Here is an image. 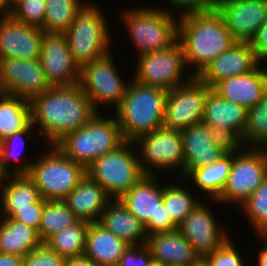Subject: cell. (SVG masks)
I'll return each mask as SVG.
<instances>
[{
    "label": "cell",
    "instance_id": "cell-16",
    "mask_svg": "<svg viewBox=\"0 0 267 266\" xmlns=\"http://www.w3.org/2000/svg\"><path fill=\"white\" fill-rule=\"evenodd\" d=\"M39 60L51 86L79 83L80 67L73 60L64 33H44Z\"/></svg>",
    "mask_w": 267,
    "mask_h": 266
},
{
    "label": "cell",
    "instance_id": "cell-51",
    "mask_svg": "<svg viewBox=\"0 0 267 266\" xmlns=\"http://www.w3.org/2000/svg\"><path fill=\"white\" fill-rule=\"evenodd\" d=\"M12 9L8 4V0H0V17L11 16Z\"/></svg>",
    "mask_w": 267,
    "mask_h": 266
},
{
    "label": "cell",
    "instance_id": "cell-15",
    "mask_svg": "<svg viewBox=\"0 0 267 266\" xmlns=\"http://www.w3.org/2000/svg\"><path fill=\"white\" fill-rule=\"evenodd\" d=\"M50 87L39 59H0V92L30 101Z\"/></svg>",
    "mask_w": 267,
    "mask_h": 266
},
{
    "label": "cell",
    "instance_id": "cell-9",
    "mask_svg": "<svg viewBox=\"0 0 267 266\" xmlns=\"http://www.w3.org/2000/svg\"><path fill=\"white\" fill-rule=\"evenodd\" d=\"M156 175H144L119 200L141 221L149 236L178 230L163 204V183Z\"/></svg>",
    "mask_w": 267,
    "mask_h": 266
},
{
    "label": "cell",
    "instance_id": "cell-14",
    "mask_svg": "<svg viewBox=\"0 0 267 266\" xmlns=\"http://www.w3.org/2000/svg\"><path fill=\"white\" fill-rule=\"evenodd\" d=\"M211 88L193 76L188 82L168 91L163 126L182 131L203 120L205 99Z\"/></svg>",
    "mask_w": 267,
    "mask_h": 266
},
{
    "label": "cell",
    "instance_id": "cell-27",
    "mask_svg": "<svg viewBox=\"0 0 267 266\" xmlns=\"http://www.w3.org/2000/svg\"><path fill=\"white\" fill-rule=\"evenodd\" d=\"M128 244L98 222L89 225L84 255L97 266H117Z\"/></svg>",
    "mask_w": 267,
    "mask_h": 266
},
{
    "label": "cell",
    "instance_id": "cell-11",
    "mask_svg": "<svg viewBox=\"0 0 267 266\" xmlns=\"http://www.w3.org/2000/svg\"><path fill=\"white\" fill-rule=\"evenodd\" d=\"M135 81L170 91L188 82L194 75L188 76L183 48L179 41L167 49L137 56Z\"/></svg>",
    "mask_w": 267,
    "mask_h": 266
},
{
    "label": "cell",
    "instance_id": "cell-1",
    "mask_svg": "<svg viewBox=\"0 0 267 266\" xmlns=\"http://www.w3.org/2000/svg\"><path fill=\"white\" fill-rule=\"evenodd\" d=\"M31 122L48 145L86 125L97 113L79 84L51 86L30 101Z\"/></svg>",
    "mask_w": 267,
    "mask_h": 266
},
{
    "label": "cell",
    "instance_id": "cell-50",
    "mask_svg": "<svg viewBox=\"0 0 267 266\" xmlns=\"http://www.w3.org/2000/svg\"><path fill=\"white\" fill-rule=\"evenodd\" d=\"M12 174L13 172L11 170L8 171L5 168L4 163L2 161L1 154H0V192L7 185V182Z\"/></svg>",
    "mask_w": 267,
    "mask_h": 266
},
{
    "label": "cell",
    "instance_id": "cell-49",
    "mask_svg": "<svg viewBox=\"0 0 267 266\" xmlns=\"http://www.w3.org/2000/svg\"><path fill=\"white\" fill-rule=\"evenodd\" d=\"M257 236H259L258 239L261 238V242L264 244L261 250L259 249V254L257 253V264L258 266H267V234H257Z\"/></svg>",
    "mask_w": 267,
    "mask_h": 266
},
{
    "label": "cell",
    "instance_id": "cell-22",
    "mask_svg": "<svg viewBox=\"0 0 267 266\" xmlns=\"http://www.w3.org/2000/svg\"><path fill=\"white\" fill-rule=\"evenodd\" d=\"M185 168L184 179L194 170L219 160L225 154L210 137V127L204 123L192 125L181 131Z\"/></svg>",
    "mask_w": 267,
    "mask_h": 266
},
{
    "label": "cell",
    "instance_id": "cell-4",
    "mask_svg": "<svg viewBox=\"0 0 267 266\" xmlns=\"http://www.w3.org/2000/svg\"><path fill=\"white\" fill-rule=\"evenodd\" d=\"M114 118L97 112L86 125L65 135L55 146L86 169L94 160L125 142L116 116Z\"/></svg>",
    "mask_w": 267,
    "mask_h": 266
},
{
    "label": "cell",
    "instance_id": "cell-37",
    "mask_svg": "<svg viewBox=\"0 0 267 266\" xmlns=\"http://www.w3.org/2000/svg\"><path fill=\"white\" fill-rule=\"evenodd\" d=\"M239 208L247 217L255 235L267 234V177Z\"/></svg>",
    "mask_w": 267,
    "mask_h": 266
},
{
    "label": "cell",
    "instance_id": "cell-17",
    "mask_svg": "<svg viewBox=\"0 0 267 266\" xmlns=\"http://www.w3.org/2000/svg\"><path fill=\"white\" fill-rule=\"evenodd\" d=\"M209 208L207 203L200 200L178 225V231L192 245L200 258L214 252L230 238L227 231L219 229L217 217L215 218Z\"/></svg>",
    "mask_w": 267,
    "mask_h": 266
},
{
    "label": "cell",
    "instance_id": "cell-54",
    "mask_svg": "<svg viewBox=\"0 0 267 266\" xmlns=\"http://www.w3.org/2000/svg\"><path fill=\"white\" fill-rule=\"evenodd\" d=\"M21 0H8V4L13 9Z\"/></svg>",
    "mask_w": 267,
    "mask_h": 266
},
{
    "label": "cell",
    "instance_id": "cell-8",
    "mask_svg": "<svg viewBox=\"0 0 267 266\" xmlns=\"http://www.w3.org/2000/svg\"><path fill=\"white\" fill-rule=\"evenodd\" d=\"M135 149L133 142L125 141L86 168V174L99 183L112 200L122 197L145 175Z\"/></svg>",
    "mask_w": 267,
    "mask_h": 266
},
{
    "label": "cell",
    "instance_id": "cell-42",
    "mask_svg": "<svg viewBox=\"0 0 267 266\" xmlns=\"http://www.w3.org/2000/svg\"><path fill=\"white\" fill-rule=\"evenodd\" d=\"M22 261L23 266H64L66 259L43 243L23 256Z\"/></svg>",
    "mask_w": 267,
    "mask_h": 266
},
{
    "label": "cell",
    "instance_id": "cell-12",
    "mask_svg": "<svg viewBox=\"0 0 267 266\" xmlns=\"http://www.w3.org/2000/svg\"><path fill=\"white\" fill-rule=\"evenodd\" d=\"M232 155L226 184L213 202L234 203L240 207L267 177V157L262 148H249Z\"/></svg>",
    "mask_w": 267,
    "mask_h": 266
},
{
    "label": "cell",
    "instance_id": "cell-26",
    "mask_svg": "<svg viewBox=\"0 0 267 266\" xmlns=\"http://www.w3.org/2000/svg\"><path fill=\"white\" fill-rule=\"evenodd\" d=\"M247 114L245 107L224 100L211 89L205 99L202 123L208 127L237 132L243 137L247 127Z\"/></svg>",
    "mask_w": 267,
    "mask_h": 266
},
{
    "label": "cell",
    "instance_id": "cell-28",
    "mask_svg": "<svg viewBox=\"0 0 267 266\" xmlns=\"http://www.w3.org/2000/svg\"><path fill=\"white\" fill-rule=\"evenodd\" d=\"M42 244L35 228L12 217H0V253L23 257Z\"/></svg>",
    "mask_w": 267,
    "mask_h": 266
},
{
    "label": "cell",
    "instance_id": "cell-55",
    "mask_svg": "<svg viewBox=\"0 0 267 266\" xmlns=\"http://www.w3.org/2000/svg\"><path fill=\"white\" fill-rule=\"evenodd\" d=\"M262 149L264 150L265 155H266V157H267V144H266Z\"/></svg>",
    "mask_w": 267,
    "mask_h": 266
},
{
    "label": "cell",
    "instance_id": "cell-5",
    "mask_svg": "<svg viewBox=\"0 0 267 266\" xmlns=\"http://www.w3.org/2000/svg\"><path fill=\"white\" fill-rule=\"evenodd\" d=\"M165 8L138 7L123 10V19L137 55L169 48L178 41L179 17Z\"/></svg>",
    "mask_w": 267,
    "mask_h": 266
},
{
    "label": "cell",
    "instance_id": "cell-34",
    "mask_svg": "<svg viewBox=\"0 0 267 266\" xmlns=\"http://www.w3.org/2000/svg\"><path fill=\"white\" fill-rule=\"evenodd\" d=\"M88 3L81 0H46L44 23L45 33H64L75 16Z\"/></svg>",
    "mask_w": 267,
    "mask_h": 266
},
{
    "label": "cell",
    "instance_id": "cell-30",
    "mask_svg": "<svg viewBox=\"0 0 267 266\" xmlns=\"http://www.w3.org/2000/svg\"><path fill=\"white\" fill-rule=\"evenodd\" d=\"M30 123V102L19 96L0 92V141L24 130Z\"/></svg>",
    "mask_w": 267,
    "mask_h": 266
},
{
    "label": "cell",
    "instance_id": "cell-6",
    "mask_svg": "<svg viewBox=\"0 0 267 266\" xmlns=\"http://www.w3.org/2000/svg\"><path fill=\"white\" fill-rule=\"evenodd\" d=\"M108 26L107 15L92 1L75 16L64 35L79 67L111 53Z\"/></svg>",
    "mask_w": 267,
    "mask_h": 266
},
{
    "label": "cell",
    "instance_id": "cell-18",
    "mask_svg": "<svg viewBox=\"0 0 267 266\" xmlns=\"http://www.w3.org/2000/svg\"><path fill=\"white\" fill-rule=\"evenodd\" d=\"M216 11L236 41L249 42L267 18V0H217Z\"/></svg>",
    "mask_w": 267,
    "mask_h": 266
},
{
    "label": "cell",
    "instance_id": "cell-23",
    "mask_svg": "<svg viewBox=\"0 0 267 266\" xmlns=\"http://www.w3.org/2000/svg\"><path fill=\"white\" fill-rule=\"evenodd\" d=\"M112 199L104 188L87 174L63 200L80 221L98 222Z\"/></svg>",
    "mask_w": 267,
    "mask_h": 266
},
{
    "label": "cell",
    "instance_id": "cell-43",
    "mask_svg": "<svg viewBox=\"0 0 267 266\" xmlns=\"http://www.w3.org/2000/svg\"><path fill=\"white\" fill-rule=\"evenodd\" d=\"M167 3L178 9L180 14L178 17H183L189 14H198L212 12L216 10L217 0H165ZM181 12V13H180Z\"/></svg>",
    "mask_w": 267,
    "mask_h": 266
},
{
    "label": "cell",
    "instance_id": "cell-46",
    "mask_svg": "<svg viewBox=\"0 0 267 266\" xmlns=\"http://www.w3.org/2000/svg\"><path fill=\"white\" fill-rule=\"evenodd\" d=\"M256 57L263 63L267 62V18L248 42Z\"/></svg>",
    "mask_w": 267,
    "mask_h": 266
},
{
    "label": "cell",
    "instance_id": "cell-13",
    "mask_svg": "<svg viewBox=\"0 0 267 266\" xmlns=\"http://www.w3.org/2000/svg\"><path fill=\"white\" fill-rule=\"evenodd\" d=\"M121 78L110 53L80 67L79 85L90 99L96 112L98 105H114L117 109L124 98L128 85Z\"/></svg>",
    "mask_w": 267,
    "mask_h": 266
},
{
    "label": "cell",
    "instance_id": "cell-40",
    "mask_svg": "<svg viewBox=\"0 0 267 266\" xmlns=\"http://www.w3.org/2000/svg\"><path fill=\"white\" fill-rule=\"evenodd\" d=\"M210 137L225 155H235L244 150L243 137L237 132L210 127Z\"/></svg>",
    "mask_w": 267,
    "mask_h": 266
},
{
    "label": "cell",
    "instance_id": "cell-47",
    "mask_svg": "<svg viewBox=\"0 0 267 266\" xmlns=\"http://www.w3.org/2000/svg\"><path fill=\"white\" fill-rule=\"evenodd\" d=\"M0 266H23L22 257L0 253Z\"/></svg>",
    "mask_w": 267,
    "mask_h": 266
},
{
    "label": "cell",
    "instance_id": "cell-32",
    "mask_svg": "<svg viewBox=\"0 0 267 266\" xmlns=\"http://www.w3.org/2000/svg\"><path fill=\"white\" fill-rule=\"evenodd\" d=\"M89 225L90 223L79 221L55 233L45 244L65 259L84 255Z\"/></svg>",
    "mask_w": 267,
    "mask_h": 266
},
{
    "label": "cell",
    "instance_id": "cell-2",
    "mask_svg": "<svg viewBox=\"0 0 267 266\" xmlns=\"http://www.w3.org/2000/svg\"><path fill=\"white\" fill-rule=\"evenodd\" d=\"M178 41L186 66L197 76L205 66L237 42L216 11L189 14L179 19Z\"/></svg>",
    "mask_w": 267,
    "mask_h": 266
},
{
    "label": "cell",
    "instance_id": "cell-19",
    "mask_svg": "<svg viewBox=\"0 0 267 266\" xmlns=\"http://www.w3.org/2000/svg\"><path fill=\"white\" fill-rule=\"evenodd\" d=\"M44 33L42 28L12 16L0 17V59H39Z\"/></svg>",
    "mask_w": 267,
    "mask_h": 266
},
{
    "label": "cell",
    "instance_id": "cell-29",
    "mask_svg": "<svg viewBox=\"0 0 267 266\" xmlns=\"http://www.w3.org/2000/svg\"><path fill=\"white\" fill-rule=\"evenodd\" d=\"M40 198L38 188L27 174H12L0 192V217L9 218L17 209L33 208Z\"/></svg>",
    "mask_w": 267,
    "mask_h": 266
},
{
    "label": "cell",
    "instance_id": "cell-36",
    "mask_svg": "<svg viewBox=\"0 0 267 266\" xmlns=\"http://www.w3.org/2000/svg\"><path fill=\"white\" fill-rule=\"evenodd\" d=\"M249 148H263L267 144V92L252 108L248 109L247 127L243 135Z\"/></svg>",
    "mask_w": 267,
    "mask_h": 266
},
{
    "label": "cell",
    "instance_id": "cell-52",
    "mask_svg": "<svg viewBox=\"0 0 267 266\" xmlns=\"http://www.w3.org/2000/svg\"><path fill=\"white\" fill-rule=\"evenodd\" d=\"M192 266H210V265L203 257H201Z\"/></svg>",
    "mask_w": 267,
    "mask_h": 266
},
{
    "label": "cell",
    "instance_id": "cell-3",
    "mask_svg": "<svg viewBox=\"0 0 267 266\" xmlns=\"http://www.w3.org/2000/svg\"><path fill=\"white\" fill-rule=\"evenodd\" d=\"M168 91L141 84L134 79L129 82L121 105L115 109L125 141L137 138L162 127Z\"/></svg>",
    "mask_w": 267,
    "mask_h": 266
},
{
    "label": "cell",
    "instance_id": "cell-48",
    "mask_svg": "<svg viewBox=\"0 0 267 266\" xmlns=\"http://www.w3.org/2000/svg\"><path fill=\"white\" fill-rule=\"evenodd\" d=\"M64 266H97V265L85 255H81L66 259Z\"/></svg>",
    "mask_w": 267,
    "mask_h": 266
},
{
    "label": "cell",
    "instance_id": "cell-38",
    "mask_svg": "<svg viewBox=\"0 0 267 266\" xmlns=\"http://www.w3.org/2000/svg\"><path fill=\"white\" fill-rule=\"evenodd\" d=\"M34 128L35 127H34V125L31 122L24 130H21L19 132H16V133L12 134L11 136L7 137L5 140H3L1 142V145H0V154H1L2 161L4 163L5 168L8 171L10 170L9 169V165H8V164H11L10 161H13L14 163H17L18 162V164H19V165L17 164L15 166L16 168L14 166H12L14 168V170L11 168V170L14 171L13 172L14 175L15 174L16 175H18V174L19 175H21V174H27L29 172V170H30V167H31L32 163H33V161H30V159L29 160L25 159L24 162L21 161L23 155L21 154V150L19 152V149L20 148L21 149L23 148V146L26 143L24 141H26L25 139L28 138L27 135H30L31 136L30 133L34 130ZM19 144H22V145H20V148L18 149V151L16 153V150H17L16 148L19 147ZM23 150H24V148L22 149V151Z\"/></svg>",
    "mask_w": 267,
    "mask_h": 266
},
{
    "label": "cell",
    "instance_id": "cell-33",
    "mask_svg": "<svg viewBox=\"0 0 267 266\" xmlns=\"http://www.w3.org/2000/svg\"><path fill=\"white\" fill-rule=\"evenodd\" d=\"M80 220L63 200L46 201L43 205L38 234L45 243L55 233L77 224Z\"/></svg>",
    "mask_w": 267,
    "mask_h": 266
},
{
    "label": "cell",
    "instance_id": "cell-35",
    "mask_svg": "<svg viewBox=\"0 0 267 266\" xmlns=\"http://www.w3.org/2000/svg\"><path fill=\"white\" fill-rule=\"evenodd\" d=\"M179 184L174 183L163 184V204L167 209L171 219L179 225L198 204L200 199L191 194L192 189H186L184 183L187 181L184 178H179ZM182 183V184H180ZM167 184V185H166ZM183 185V186H182Z\"/></svg>",
    "mask_w": 267,
    "mask_h": 266
},
{
    "label": "cell",
    "instance_id": "cell-41",
    "mask_svg": "<svg viewBox=\"0 0 267 266\" xmlns=\"http://www.w3.org/2000/svg\"><path fill=\"white\" fill-rule=\"evenodd\" d=\"M232 241L229 238L221 247L203 258L210 266H244L243 257Z\"/></svg>",
    "mask_w": 267,
    "mask_h": 266
},
{
    "label": "cell",
    "instance_id": "cell-53",
    "mask_svg": "<svg viewBox=\"0 0 267 266\" xmlns=\"http://www.w3.org/2000/svg\"><path fill=\"white\" fill-rule=\"evenodd\" d=\"M146 266H165L159 261H156L154 259H151Z\"/></svg>",
    "mask_w": 267,
    "mask_h": 266
},
{
    "label": "cell",
    "instance_id": "cell-10",
    "mask_svg": "<svg viewBox=\"0 0 267 266\" xmlns=\"http://www.w3.org/2000/svg\"><path fill=\"white\" fill-rule=\"evenodd\" d=\"M133 143L139 149L138 159L145 175H156V169L165 172L178 168V177L184 178L185 157L181 131L162 126L137 138Z\"/></svg>",
    "mask_w": 267,
    "mask_h": 266
},
{
    "label": "cell",
    "instance_id": "cell-7",
    "mask_svg": "<svg viewBox=\"0 0 267 266\" xmlns=\"http://www.w3.org/2000/svg\"><path fill=\"white\" fill-rule=\"evenodd\" d=\"M33 160L27 176L46 201L64 200L86 175V169L65 156L55 145Z\"/></svg>",
    "mask_w": 267,
    "mask_h": 266
},
{
    "label": "cell",
    "instance_id": "cell-39",
    "mask_svg": "<svg viewBox=\"0 0 267 266\" xmlns=\"http://www.w3.org/2000/svg\"><path fill=\"white\" fill-rule=\"evenodd\" d=\"M46 11V0H21L11 16L24 24L42 27Z\"/></svg>",
    "mask_w": 267,
    "mask_h": 266
},
{
    "label": "cell",
    "instance_id": "cell-45",
    "mask_svg": "<svg viewBox=\"0 0 267 266\" xmlns=\"http://www.w3.org/2000/svg\"><path fill=\"white\" fill-rule=\"evenodd\" d=\"M46 200L40 198L36 203H33V208L17 209L11 216L14 220L20 221L32 228L39 230L41 223L43 205Z\"/></svg>",
    "mask_w": 267,
    "mask_h": 266
},
{
    "label": "cell",
    "instance_id": "cell-31",
    "mask_svg": "<svg viewBox=\"0 0 267 266\" xmlns=\"http://www.w3.org/2000/svg\"><path fill=\"white\" fill-rule=\"evenodd\" d=\"M231 165L232 155H224L214 163L194 169L185 180L194 183L196 192L203 190L208 198L217 199L226 184Z\"/></svg>",
    "mask_w": 267,
    "mask_h": 266
},
{
    "label": "cell",
    "instance_id": "cell-20",
    "mask_svg": "<svg viewBox=\"0 0 267 266\" xmlns=\"http://www.w3.org/2000/svg\"><path fill=\"white\" fill-rule=\"evenodd\" d=\"M262 63L248 42H235L208 63L197 77L211 89L224 79L253 71Z\"/></svg>",
    "mask_w": 267,
    "mask_h": 266
},
{
    "label": "cell",
    "instance_id": "cell-25",
    "mask_svg": "<svg viewBox=\"0 0 267 266\" xmlns=\"http://www.w3.org/2000/svg\"><path fill=\"white\" fill-rule=\"evenodd\" d=\"M98 223L128 245L146 244L148 235L144 224L119 199L107 204Z\"/></svg>",
    "mask_w": 267,
    "mask_h": 266
},
{
    "label": "cell",
    "instance_id": "cell-21",
    "mask_svg": "<svg viewBox=\"0 0 267 266\" xmlns=\"http://www.w3.org/2000/svg\"><path fill=\"white\" fill-rule=\"evenodd\" d=\"M260 63L253 71L217 83L212 90L224 100L247 110L255 106L267 92V68ZM265 68V69H264Z\"/></svg>",
    "mask_w": 267,
    "mask_h": 266
},
{
    "label": "cell",
    "instance_id": "cell-44",
    "mask_svg": "<svg viewBox=\"0 0 267 266\" xmlns=\"http://www.w3.org/2000/svg\"><path fill=\"white\" fill-rule=\"evenodd\" d=\"M151 259V251L146 244L129 245L117 266H146Z\"/></svg>",
    "mask_w": 267,
    "mask_h": 266
},
{
    "label": "cell",
    "instance_id": "cell-24",
    "mask_svg": "<svg viewBox=\"0 0 267 266\" xmlns=\"http://www.w3.org/2000/svg\"><path fill=\"white\" fill-rule=\"evenodd\" d=\"M146 245L152 259L165 266H192L200 258L178 230L151 234Z\"/></svg>",
    "mask_w": 267,
    "mask_h": 266
}]
</instances>
